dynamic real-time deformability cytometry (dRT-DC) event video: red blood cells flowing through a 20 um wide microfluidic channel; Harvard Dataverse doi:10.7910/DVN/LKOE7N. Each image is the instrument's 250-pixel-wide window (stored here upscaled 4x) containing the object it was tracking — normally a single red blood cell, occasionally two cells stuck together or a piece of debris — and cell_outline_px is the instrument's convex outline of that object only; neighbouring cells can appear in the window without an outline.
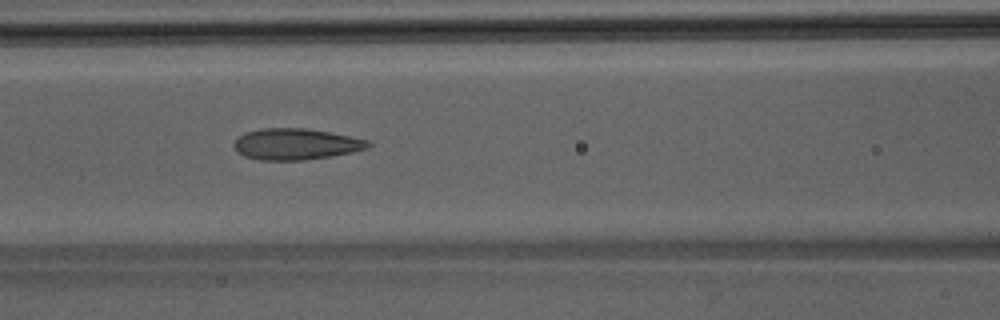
{"species": "Egyptian fruit bat (a non-hibernating species)", "species_latin": "Rousettus aegyptiacus", "temperature_condition": "room temperature", "stored_images_in_passage": 37, "segment_of_instrument_passage": [1, 2], "camera_frame_rate_fps": 3000, "um_per_image_px": 0.085, "animal": {"sex": "male"}, "frame": {"image": 1, "passage_image": 13, "time_ms": 4.0, "image_size_px": [1000, 320], "cell_outline_px": [[372, 144], [368, 148], [352, 152], [304, 160], [260, 160], [244, 156], [236, 152], [232, 144], [236, 136], [244, 132], [260, 128], [304, 128], [328, 132], [368, 140]], "centroid_in_image_um": [25.06, 12.24], "position_along_channel_um": 141.5, "area_um2": 24.51}}
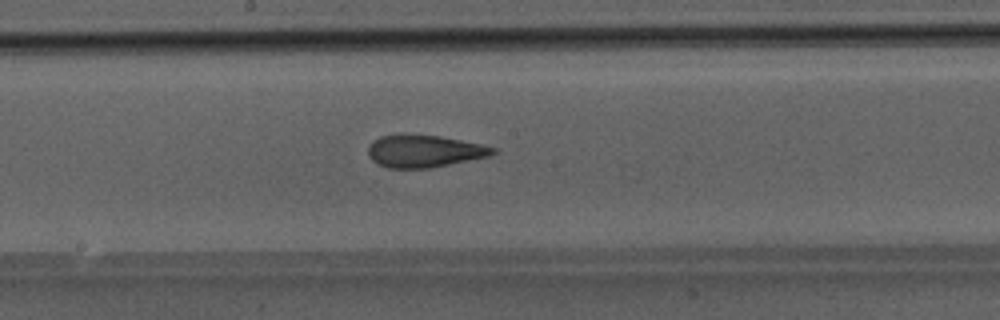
{"frame": {"image": 2, "passage_image": 18, "time_ms": 5.667, "image_size_px": [1000, 320], "cell_outline_px": [[496, 152], [488, 156], [432, 168], [388, 168], [372, 160], [368, 156], [368, 144], [372, 140], [380, 136], [400, 132], [404, 132], [440, 136], [480, 144], [496, 148]], "centroid_in_image_um": [35.98, 12.81], "position_along_channel_um": 212.2, "area_um2": 23.93}}
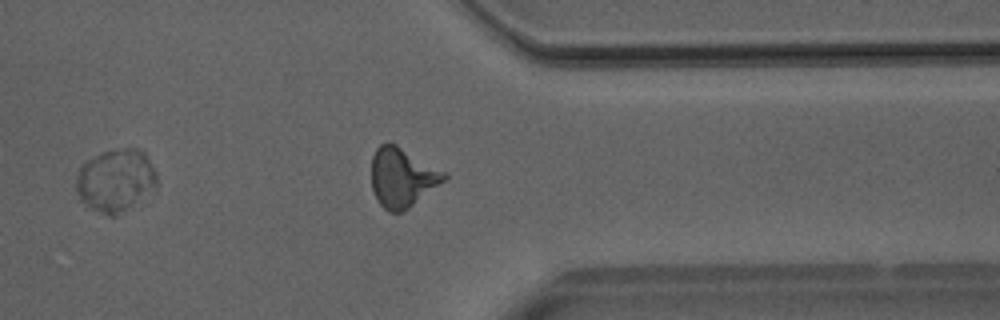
{"frame": {"image": 3, "passage_image": 30, "time_ms": 9.667, "image_size_px": [1000, 320], "cell_outline_px": [[156, 192], [116, 216], [108, 216], [88, 208], [80, 200], [76, 192], [76, 172], [80, 164], [100, 152], [124, 148], [140, 148], [144, 152], [156, 172]], "centroid_in_image_um": [9.82, 15.35], "position_along_channel_um": 401.6, "area_um2": 30.35}}